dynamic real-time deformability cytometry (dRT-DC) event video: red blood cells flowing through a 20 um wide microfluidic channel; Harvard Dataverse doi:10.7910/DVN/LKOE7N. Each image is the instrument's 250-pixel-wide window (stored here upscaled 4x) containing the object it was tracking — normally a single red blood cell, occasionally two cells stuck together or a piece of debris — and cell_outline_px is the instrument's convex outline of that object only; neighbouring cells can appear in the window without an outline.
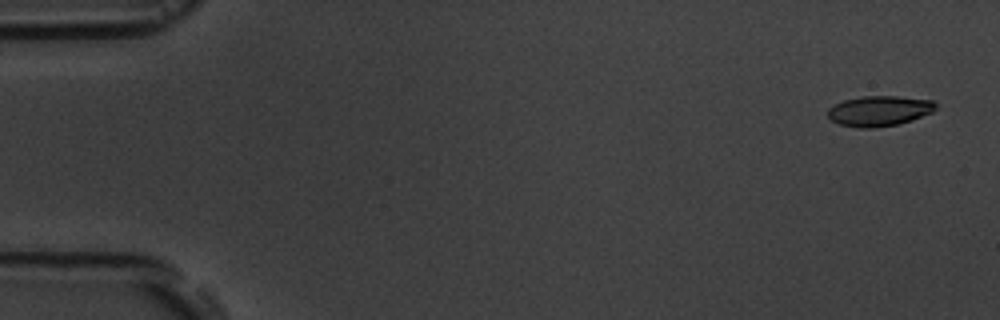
{"species": "common noctule bat (a hibernating species)", "species_latin": "Nyctalus noctula", "temperature_condition": "room temperature", "stored_images_in_passage": 5, "camera_frame_rate_fps": 3000, "um_per_image_px": 0.085, "animal": {"sex": "male", "body_mass_g": 19.5, "forearm_length_mm": 54.6}, "frame": {"image": 1, "passage_image": 1, "time_ms": 0.0, "image_size_px": [1000, 320], "cell_outline_px": [[936, 108], [932, 112], [912, 120], [896, 124], [872, 128], [860, 128], [840, 124], [832, 120], [828, 116], [828, 108], [844, 100], [864, 96], [896, 96], [932, 100], [936, 104]], "centroid_in_image_um": [74.74, 9.42], "position_along_channel_um": 10.3, "area_um2": 18.84}}